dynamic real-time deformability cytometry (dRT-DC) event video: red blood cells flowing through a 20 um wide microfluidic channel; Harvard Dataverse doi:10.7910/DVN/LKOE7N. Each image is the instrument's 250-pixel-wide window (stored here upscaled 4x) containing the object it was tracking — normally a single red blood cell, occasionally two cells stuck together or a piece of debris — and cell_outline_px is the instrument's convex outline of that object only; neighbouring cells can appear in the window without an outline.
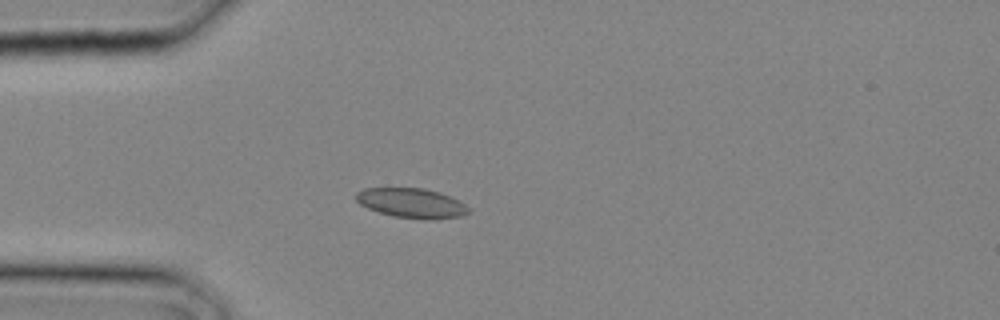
{"species": "common noctule bat (a hibernating species)", "species_latin": "Nyctalus noctula", "temperature_condition": "cold", "stored_images_in_passage": 2, "camera_frame_rate_fps": 3000, "um_per_image_px": 0.085, "animal": {"sex": "male", "body_mass_g": 20.4}, "frame": {"image": 1, "passage_image": 2, "time_ms": 0.333, "image_size_px": [1000, 320], "cell_outline_px": [[472, 208], [468, 212], [460, 216], [432, 220], [428, 220], [396, 216], [380, 212], [368, 208], [360, 204], [356, 200], [356, 192], [364, 188], [424, 188], [440, 192], [460, 200]], "centroid_in_image_um": [35.03, 17.25], "position_along_channel_um": 50.0, "area_um2": 19.54}}